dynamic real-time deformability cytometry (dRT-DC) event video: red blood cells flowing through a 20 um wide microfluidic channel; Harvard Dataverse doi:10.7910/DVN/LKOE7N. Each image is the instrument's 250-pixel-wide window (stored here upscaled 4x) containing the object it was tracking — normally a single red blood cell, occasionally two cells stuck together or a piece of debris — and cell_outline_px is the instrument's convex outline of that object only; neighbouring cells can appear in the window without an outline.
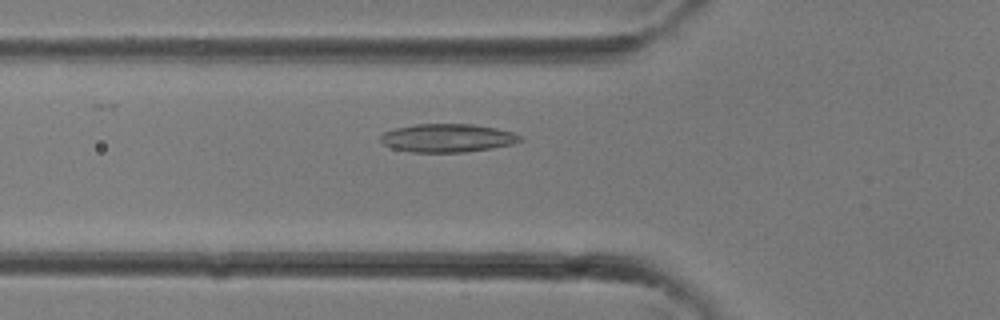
{"species": "common noctule bat (a hibernating species)", "species_latin": "Nyctalus noctula", "temperature_condition": "room temperature", "stored_images_in_passage": 10, "camera_frame_rate_fps": 3000, "um_per_image_px": 0.085, "animal": {"sex": "female"}, "frame": {"image": 1, "passage_image": 4, "time_ms": 1.0, "image_size_px": [1000, 320], "cell_outline_px": [[524, 140], [512, 144], [492, 148], [464, 152], [412, 152], [392, 148], [384, 144], [380, 140], [380, 136], [384, 132], [396, 128], [416, 124], [472, 124], [496, 128], [516, 132]], "centroid_in_image_um": [38.06, 11.73], "position_along_channel_um": 87.7, "area_um2": 23.06}}
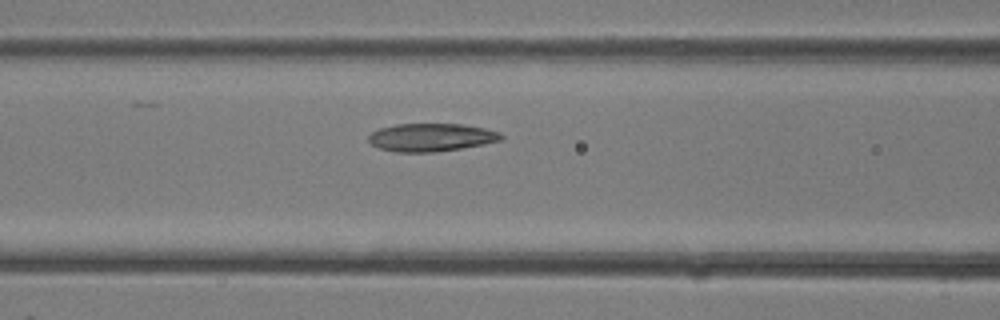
{"frame": {"image": 2, "passage_image": 6, "time_ms": 1.667, "image_size_px": [1000, 320], "cell_outline_px": [[504, 140], [484, 144], [436, 152], [396, 152], [380, 148], [372, 144], [368, 140], [368, 136], [372, 132], [380, 128], [396, 124], [460, 124], [484, 128], [500, 132], [504, 136]], "centroid_in_image_um": [36.67, 11.67], "position_along_channel_um": 129.9, "area_um2": 21.62}}
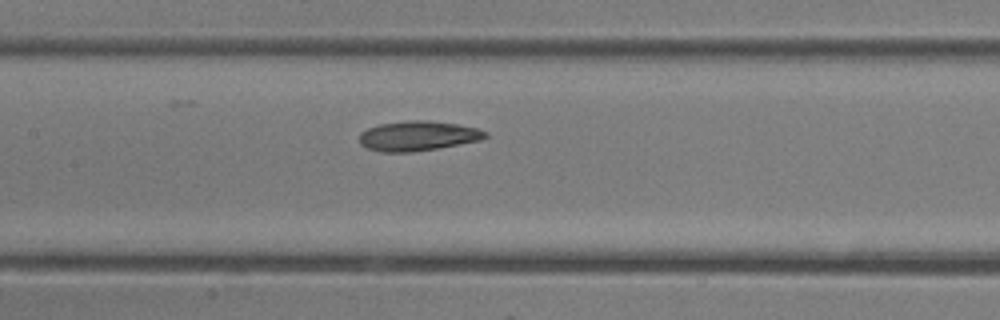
{"frame": {"image": 3, "passage_image": 8, "time_ms": 2.333, "image_size_px": [1000, 320], "cell_outline_px": [[488, 136], [480, 140], [440, 148], [412, 152], [380, 152], [368, 148], [360, 144], [360, 132], [368, 128], [380, 124], [412, 120], [428, 120], [456, 124], [476, 128], [488, 132]], "centroid_in_image_um": [35.52, 11.56], "position_along_channel_um": 171.9, "area_um2": 21.85}}